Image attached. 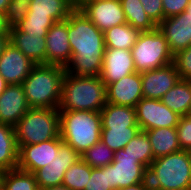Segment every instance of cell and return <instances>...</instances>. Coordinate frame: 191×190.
Wrapping results in <instances>:
<instances>
[{
    "mask_svg": "<svg viewBox=\"0 0 191 190\" xmlns=\"http://www.w3.org/2000/svg\"><path fill=\"white\" fill-rule=\"evenodd\" d=\"M81 158L91 168H101L111 164L114 160V151L101 140L88 148Z\"/></svg>",
    "mask_w": 191,
    "mask_h": 190,
    "instance_id": "4dcf8cb0",
    "label": "cell"
},
{
    "mask_svg": "<svg viewBox=\"0 0 191 190\" xmlns=\"http://www.w3.org/2000/svg\"><path fill=\"white\" fill-rule=\"evenodd\" d=\"M30 109L22 84H10L0 95V123L15 126Z\"/></svg>",
    "mask_w": 191,
    "mask_h": 190,
    "instance_id": "ac0fdd59",
    "label": "cell"
},
{
    "mask_svg": "<svg viewBox=\"0 0 191 190\" xmlns=\"http://www.w3.org/2000/svg\"><path fill=\"white\" fill-rule=\"evenodd\" d=\"M17 145L38 144L60 137L58 108H30L14 126Z\"/></svg>",
    "mask_w": 191,
    "mask_h": 190,
    "instance_id": "8992f818",
    "label": "cell"
},
{
    "mask_svg": "<svg viewBox=\"0 0 191 190\" xmlns=\"http://www.w3.org/2000/svg\"><path fill=\"white\" fill-rule=\"evenodd\" d=\"M126 22L140 32L152 31L157 25L146 14L140 0H120Z\"/></svg>",
    "mask_w": 191,
    "mask_h": 190,
    "instance_id": "484cf974",
    "label": "cell"
},
{
    "mask_svg": "<svg viewBox=\"0 0 191 190\" xmlns=\"http://www.w3.org/2000/svg\"><path fill=\"white\" fill-rule=\"evenodd\" d=\"M108 178V165L101 168H91L90 179L84 190H112Z\"/></svg>",
    "mask_w": 191,
    "mask_h": 190,
    "instance_id": "8d00e7d4",
    "label": "cell"
},
{
    "mask_svg": "<svg viewBox=\"0 0 191 190\" xmlns=\"http://www.w3.org/2000/svg\"><path fill=\"white\" fill-rule=\"evenodd\" d=\"M161 101L181 117L189 115L191 109V81L180 79L163 95Z\"/></svg>",
    "mask_w": 191,
    "mask_h": 190,
    "instance_id": "7402d4cb",
    "label": "cell"
},
{
    "mask_svg": "<svg viewBox=\"0 0 191 190\" xmlns=\"http://www.w3.org/2000/svg\"><path fill=\"white\" fill-rule=\"evenodd\" d=\"M135 111L137 124L141 131L177 127L181 117L163 104L161 100L144 97L135 106Z\"/></svg>",
    "mask_w": 191,
    "mask_h": 190,
    "instance_id": "9c48e42d",
    "label": "cell"
},
{
    "mask_svg": "<svg viewBox=\"0 0 191 190\" xmlns=\"http://www.w3.org/2000/svg\"><path fill=\"white\" fill-rule=\"evenodd\" d=\"M99 1H106V0H82L81 2H99Z\"/></svg>",
    "mask_w": 191,
    "mask_h": 190,
    "instance_id": "681fc988",
    "label": "cell"
},
{
    "mask_svg": "<svg viewBox=\"0 0 191 190\" xmlns=\"http://www.w3.org/2000/svg\"><path fill=\"white\" fill-rule=\"evenodd\" d=\"M76 8L71 0H32L25 18L64 21Z\"/></svg>",
    "mask_w": 191,
    "mask_h": 190,
    "instance_id": "ffe728a7",
    "label": "cell"
},
{
    "mask_svg": "<svg viewBox=\"0 0 191 190\" xmlns=\"http://www.w3.org/2000/svg\"><path fill=\"white\" fill-rule=\"evenodd\" d=\"M118 190H151V187L148 181H146V182H141V183L134 184L122 189H118Z\"/></svg>",
    "mask_w": 191,
    "mask_h": 190,
    "instance_id": "b9f144b4",
    "label": "cell"
},
{
    "mask_svg": "<svg viewBox=\"0 0 191 190\" xmlns=\"http://www.w3.org/2000/svg\"><path fill=\"white\" fill-rule=\"evenodd\" d=\"M185 12L191 14V0H190V2L188 3L187 7L185 8Z\"/></svg>",
    "mask_w": 191,
    "mask_h": 190,
    "instance_id": "c3c4849f",
    "label": "cell"
},
{
    "mask_svg": "<svg viewBox=\"0 0 191 190\" xmlns=\"http://www.w3.org/2000/svg\"><path fill=\"white\" fill-rule=\"evenodd\" d=\"M143 9L158 26L164 20L162 0H140Z\"/></svg>",
    "mask_w": 191,
    "mask_h": 190,
    "instance_id": "f35d334b",
    "label": "cell"
},
{
    "mask_svg": "<svg viewBox=\"0 0 191 190\" xmlns=\"http://www.w3.org/2000/svg\"><path fill=\"white\" fill-rule=\"evenodd\" d=\"M134 72L136 69L131 50L105 48L100 78L106 87Z\"/></svg>",
    "mask_w": 191,
    "mask_h": 190,
    "instance_id": "e0dca14e",
    "label": "cell"
},
{
    "mask_svg": "<svg viewBox=\"0 0 191 190\" xmlns=\"http://www.w3.org/2000/svg\"><path fill=\"white\" fill-rule=\"evenodd\" d=\"M147 173L148 169L143 164L120 149L114 151V160L108 165V185L112 190H118L146 182Z\"/></svg>",
    "mask_w": 191,
    "mask_h": 190,
    "instance_id": "ba28073f",
    "label": "cell"
},
{
    "mask_svg": "<svg viewBox=\"0 0 191 190\" xmlns=\"http://www.w3.org/2000/svg\"><path fill=\"white\" fill-rule=\"evenodd\" d=\"M2 190H39V188L34 173L16 168L6 171Z\"/></svg>",
    "mask_w": 191,
    "mask_h": 190,
    "instance_id": "f1b7e54d",
    "label": "cell"
},
{
    "mask_svg": "<svg viewBox=\"0 0 191 190\" xmlns=\"http://www.w3.org/2000/svg\"><path fill=\"white\" fill-rule=\"evenodd\" d=\"M76 8L80 9L102 32L127 23L120 0L80 2Z\"/></svg>",
    "mask_w": 191,
    "mask_h": 190,
    "instance_id": "30bf717a",
    "label": "cell"
},
{
    "mask_svg": "<svg viewBox=\"0 0 191 190\" xmlns=\"http://www.w3.org/2000/svg\"><path fill=\"white\" fill-rule=\"evenodd\" d=\"M6 171L3 169H0V190H2V186H3V179L5 176Z\"/></svg>",
    "mask_w": 191,
    "mask_h": 190,
    "instance_id": "7dc6e473",
    "label": "cell"
},
{
    "mask_svg": "<svg viewBox=\"0 0 191 190\" xmlns=\"http://www.w3.org/2000/svg\"><path fill=\"white\" fill-rule=\"evenodd\" d=\"M157 28L164 35L171 52L188 48L191 45V14L182 12L165 18Z\"/></svg>",
    "mask_w": 191,
    "mask_h": 190,
    "instance_id": "4fadbf2b",
    "label": "cell"
},
{
    "mask_svg": "<svg viewBox=\"0 0 191 190\" xmlns=\"http://www.w3.org/2000/svg\"><path fill=\"white\" fill-rule=\"evenodd\" d=\"M90 175L91 167L80 158L65 172L62 185L70 190H84Z\"/></svg>",
    "mask_w": 191,
    "mask_h": 190,
    "instance_id": "f546056e",
    "label": "cell"
},
{
    "mask_svg": "<svg viewBox=\"0 0 191 190\" xmlns=\"http://www.w3.org/2000/svg\"><path fill=\"white\" fill-rule=\"evenodd\" d=\"M106 104V85L100 76H76L65 73L59 111H101Z\"/></svg>",
    "mask_w": 191,
    "mask_h": 190,
    "instance_id": "7a4b0ae2",
    "label": "cell"
},
{
    "mask_svg": "<svg viewBox=\"0 0 191 190\" xmlns=\"http://www.w3.org/2000/svg\"><path fill=\"white\" fill-rule=\"evenodd\" d=\"M59 116L60 138L80 155L100 141V111H59Z\"/></svg>",
    "mask_w": 191,
    "mask_h": 190,
    "instance_id": "5b68a950",
    "label": "cell"
},
{
    "mask_svg": "<svg viewBox=\"0 0 191 190\" xmlns=\"http://www.w3.org/2000/svg\"><path fill=\"white\" fill-rule=\"evenodd\" d=\"M18 151L14 127L0 123V169L5 171L16 169Z\"/></svg>",
    "mask_w": 191,
    "mask_h": 190,
    "instance_id": "cb8c5ba5",
    "label": "cell"
},
{
    "mask_svg": "<svg viewBox=\"0 0 191 190\" xmlns=\"http://www.w3.org/2000/svg\"><path fill=\"white\" fill-rule=\"evenodd\" d=\"M176 131L180 148L191 151V115L180 117Z\"/></svg>",
    "mask_w": 191,
    "mask_h": 190,
    "instance_id": "74e56055",
    "label": "cell"
},
{
    "mask_svg": "<svg viewBox=\"0 0 191 190\" xmlns=\"http://www.w3.org/2000/svg\"><path fill=\"white\" fill-rule=\"evenodd\" d=\"M139 131V127L101 128L100 140L113 151H117L123 149Z\"/></svg>",
    "mask_w": 191,
    "mask_h": 190,
    "instance_id": "83f0119b",
    "label": "cell"
},
{
    "mask_svg": "<svg viewBox=\"0 0 191 190\" xmlns=\"http://www.w3.org/2000/svg\"><path fill=\"white\" fill-rule=\"evenodd\" d=\"M141 85V73H131L106 87V102L135 108L143 98Z\"/></svg>",
    "mask_w": 191,
    "mask_h": 190,
    "instance_id": "2e32d148",
    "label": "cell"
},
{
    "mask_svg": "<svg viewBox=\"0 0 191 190\" xmlns=\"http://www.w3.org/2000/svg\"><path fill=\"white\" fill-rule=\"evenodd\" d=\"M151 143L153 156L158 158L181 150L176 127L155 128L145 131Z\"/></svg>",
    "mask_w": 191,
    "mask_h": 190,
    "instance_id": "603a6c76",
    "label": "cell"
},
{
    "mask_svg": "<svg viewBox=\"0 0 191 190\" xmlns=\"http://www.w3.org/2000/svg\"><path fill=\"white\" fill-rule=\"evenodd\" d=\"M65 170L45 166L34 172L39 190L62 185Z\"/></svg>",
    "mask_w": 191,
    "mask_h": 190,
    "instance_id": "d6a6232c",
    "label": "cell"
},
{
    "mask_svg": "<svg viewBox=\"0 0 191 190\" xmlns=\"http://www.w3.org/2000/svg\"><path fill=\"white\" fill-rule=\"evenodd\" d=\"M66 67L38 64L23 81L22 86L30 108H58Z\"/></svg>",
    "mask_w": 191,
    "mask_h": 190,
    "instance_id": "3957f363",
    "label": "cell"
},
{
    "mask_svg": "<svg viewBox=\"0 0 191 190\" xmlns=\"http://www.w3.org/2000/svg\"><path fill=\"white\" fill-rule=\"evenodd\" d=\"M136 72L143 73L173 63V53L164 35L156 28L140 32L131 49Z\"/></svg>",
    "mask_w": 191,
    "mask_h": 190,
    "instance_id": "52a82bcc",
    "label": "cell"
},
{
    "mask_svg": "<svg viewBox=\"0 0 191 190\" xmlns=\"http://www.w3.org/2000/svg\"><path fill=\"white\" fill-rule=\"evenodd\" d=\"M173 64L182 80L191 81V45L174 54Z\"/></svg>",
    "mask_w": 191,
    "mask_h": 190,
    "instance_id": "d590c367",
    "label": "cell"
},
{
    "mask_svg": "<svg viewBox=\"0 0 191 190\" xmlns=\"http://www.w3.org/2000/svg\"><path fill=\"white\" fill-rule=\"evenodd\" d=\"M9 84L4 80V78L2 77V75L0 74V95L4 92V90L6 89V87Z\"/></svg>",
    "mask_w": 191,
    "mask_h": 190,
    "instance_id": "ee69618b",
    "label": "cell"
},
{
    "mask_svg": "<svg viewBox=\"0 0 191 190\" xmlns=\"http://www.w3.org/2000/svg\"><path fill=\"white\" fill-rule=\"evenodd\" d=\"M35 65L10 42L0 55V74L9 85L22 84Z\"/></svg>",
    "mask_w": 191,
    "mask_h": 190,
    "instance_id": "7c38bea8",
    "label": "cell"
},
{
    "mask_svg": "<svg viewBox=\"0 0 191 190\" xmlns=\"http://www.w3.org/2000/svg\"><path fill=\"white\" fill-rule=\"evenodd\" d=\"M10 0H0V12H5Z\"/></svg>",
    "mask_w": 191,
    "mask_h": 190,
    "instance_id": "f6af8a7d",
    "label": "cell"
},
{
    "mask_svg": "<svg viewBox=\"0 0 191 190\" xmlns=\"http://www.w3.org/2000/svg\"><path fill=\"white\" fill-rule=\"evenodd\" d=\"M151 189L191 190V151L179 150L155 158L148 167Z\"/></svg>",
    "mask_w": 191,
    "mask_h": 190,
    "instance_id": "277c9868",
    "label": "cell"
},
{
    "mask_svg": "<svg viewBox=\"0 0 191 190\" xmlns=\"http://www.w3.org/2000/svg\"><path fill=\"white\" fill-rule=\"evenodd\" d=\"M18 146V169L34 173L48 166L59 151V137L38 144Z\"/></svg>",
    "mask_w": 191,
    "mask_h": 190,
    "instance_id": "8fae6325",
    "label": "cell"
},
{
    "mask_svg": "<svg viewBox=\"0 0 191 190\" xmlns=\"http://www.w3.org/2000/svg\"><path fill=\"white\" fill-rule=\"evenodd\" d=\"M55 22L54 19L24 18L16 28L29 35H47Z\"/></svg>",
    "mask_w": 191,
    "mask_h": 190,
    "instance_id": "e575fe53",
    "label": "cell"
},
{
    "mask_svg": "<svg viewBox=\"0 0 191 190\" xmlns=\"http://www.w3.org/2000/svg\"><path fill=\"white\" fill-rule=\"evenodd\" d=\"M71 1H72V3H73L75 6L78 5V0H71Z\"/></svg>",
    "mask_w": 191,
    "mask_h": 190,
    "instance_id": "f907efd6",
    "label": "cell"
},
{
    "mask_svg": "<svg viewBox=\"0 0 191 190\" xmlns=\"http://www.w3.org/2000/svg\"><path fill=\"white\" fill-rule=\"evenodd\" d=\"M72 51L66 72L76 76H100L105 51L104 32L75 8L67 17Z\"/></svg>",
    "mask_w": 191,
    "mask_h": 190,
    "instance_id": "6da1fadb",
    "label": "cell"
},
{
    "mask_svg": "<svg viewBox=\"0 0 191 190\" xmlns=\"http://www.w3.org/2000/svg\"><path fill=\"white\" fill-rule=\"evenodd\" d=\"M102 128L139 127L135 108L107 103L100 111Z\"/></svg>",
    "mask_w": 191,
    "mask_h": 190,
    "instance_id": "44dd1931",
    "label": "cell"
},
{
    "mask_svg": "<svg viewBox=\"0 0 191 190\" xmlns=\"http://www.w3.org/2000/svg\"><path fill=\"white\" fill-rule=\"evenodd\" d=\"M140 31L125 23L104 32L106 48L131 50L137 41Z\"/></svg>",
    "mask_w": 191,
    "mask_h": 190,
    "instance_id": "d4e9b609",
    "label": "cell"
},
{
    "mask_svg": "<svg viewBox=\"0 0 191 190\" xmlns=\"http://www.w3.org/2000/svg\"><path fill=\"white\" fill-rule=\"evenodd\" d=\"M9 42V35H0V55L3 52L4 47L8 44Z\"/></svg>",
    "mask_w": 191,
    "mask_h": 190,
    "instance_id": "7bdbcfd3",
    "label": "cell"
},
{
    "mask_svg": "<svg viewBox=\"0 0 191 190\" xmlns=\"http://www.w3.org/2000/svg\"><path fill=\"white\" fill-rule=\"evenodd\" d=\"M46 35H29L16 27L10 29L9 42L36 65L46 64Z\"/></svg>",
    "mask_w": 191,
    "mask_h": 190,
    "instance_id": "d6986e66",
    "label": "cell"
},
{
    "mask_svg": "<svg viewBox=\"0 0 191 190\" xmlns=\"http://www.w3.org/2000/svg\"><path fill=\"white\" fill-rule=\"evenodd\" d=\"M144 98L161 100L181 78L173 63L141 73Z\"/></svg>",
    "mask_w": 191,
    "mask_h": 190,
    "instance_id": "9a60e30c",
    "label": "cell"
},
{
    "mask_svg": "<svg viewBox=\"0 0 191 190\" xmlns=\"http://www.w3.org/2000/svg\"><path fill=\"white\" fill-rule=\"evenodd\" d=\"M42 190H70V189L64 185H59V186H53V187L42 189Z\"/></svg>",
    "mask_w": 191,
    "mask_h": 190,
    "instance_id": "bcb514c9",
    "label": "cell"
},
{
    "mask_svg": "<svg viewBox=\"0 0 191 190\" xmlns=\"http://www.w3.org/2000/svg\"><path fill=\"white\" fill-rule=\"evenodd\" d=\"M46 64L66 67L72 56L68 39V20L55 22L46 35Z\"/></svg>",
    "mask_w": 191,
    "mask_h": 190,
    "instance_id": "5bb4252c",
    "label": "cell"
},
{
    "mask_svg": "<svg viewBox=\"0 0 191 190\" xmlns=\"http://www.w3.org/2000/svg\"><path fill=\"white\" fill-rule=\"evenodd\" d=\"M127 155L137 159L147 169L155 159L151 143L145 131H139L123 148Z\"/></svg>",
    "mask_w": 191,
    "mask_h": 190,
    "instance_id": "4316f807",
    "label": "cell"
},
{
    "mask_svg": "<svg viewBox=\"0 0 191 190\" xmlns=\"http://www.w3.org/2000/svg\"><path fill=\"white\" fill-rule=\"evenodd\" d=\"M190 0H162L164 19L185 11Z\"/></svg>",
    "mask_w": 191,
    "mask_h": 190,
    "instance_id": "ab89813d",
    "label": "cell"
},
{
    "mask_svg": "<svg viewBox=\"0 0 191 190\" xmlns=\"http://www.w3.org/2000/svg\"><path fill=\"white\" fill-rule=\"evenodd\" d=\"M10 28L7 25L4 12H0V35H9Z\"/></svg>",
    "mask_w": 191,
    "mask_h": 190,
    "instance_id": "60d3db41",
    "label": "cell"
},
{
    "mask_svg": "<svg viewBox=\"0 0 191 190\" xmlns=\"http://www.w3.org/2000/svg\"><path fill=\"white\" fill-rule=\"evenodd\" d=\"M80 158L81 155L76 150H74L69 144L62 141V139L59 137L58 154L55 156L53 161L49 163L48 167L63 169L67 171L68 168L71 165L75 164Z\"/></svg>",
    "mask_w": 191,
    "mask_h": 190,
    "instance_id": "1f68e13d",
    "label": "cell"
},
{
    "mask_svg": "<svg viewBox=\"0 0 191 190\" xmlns=\"http://www.w3.org/2000/svg\"><path fill=\"white\" fill-rule=\"evenodd\" d=\"M29 10V3L24 0H10L5 13L8 27L14 28L26 17Z\"/></svg>",
    "mask_w": 191,
    "mask_h": 190,
    "instance_id": "836d02e7",
    "label": "cell"
}]
</instances>
